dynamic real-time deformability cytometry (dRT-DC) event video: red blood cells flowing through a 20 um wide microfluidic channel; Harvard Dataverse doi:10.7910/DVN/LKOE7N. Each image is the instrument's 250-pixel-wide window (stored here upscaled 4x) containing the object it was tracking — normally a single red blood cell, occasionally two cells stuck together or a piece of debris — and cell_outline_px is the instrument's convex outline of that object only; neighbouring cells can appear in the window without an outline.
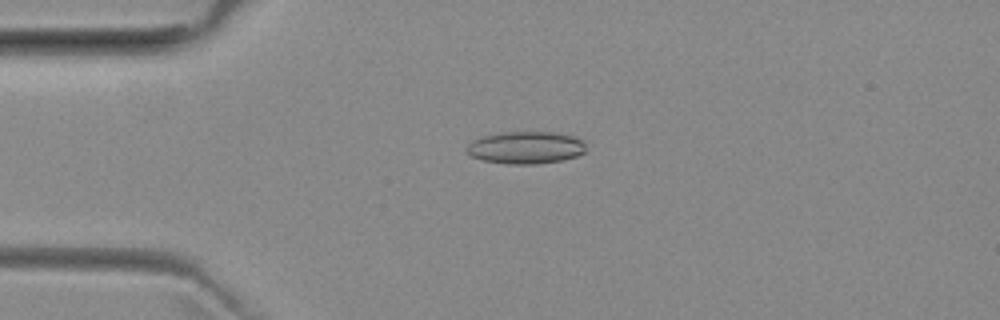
{"species": "common noctule bat (a hibernating species)", "species_latin": "Nyctalus noctula", "temperature_condition": "room temperature", "stored_images_in_passage": 49, "camera_frame_rate_fps": 3000, "um_per_image_px": 0.085, "animal": {"sex": "female", "body_mass_g": 29.2, "forearm_length_mm": 56.3}, "frame": {"image": 1, "passage_image": 10, "time_ms": 3.0, "image_size_px": [1000, 320], "cell_outline_px": [[584, 152], [576, 156], [560, 160], [536, 164], [508, 164], [484, 160], [472, 156], [464, 148], [472, 140], [484, 136], [504, 132], [552, 132], [572, 136], [584, 140]], "centroid_in_image_um": [44.67, 12.54], "position_along_channel_um": 40.3, "area_um2": 22.25}}
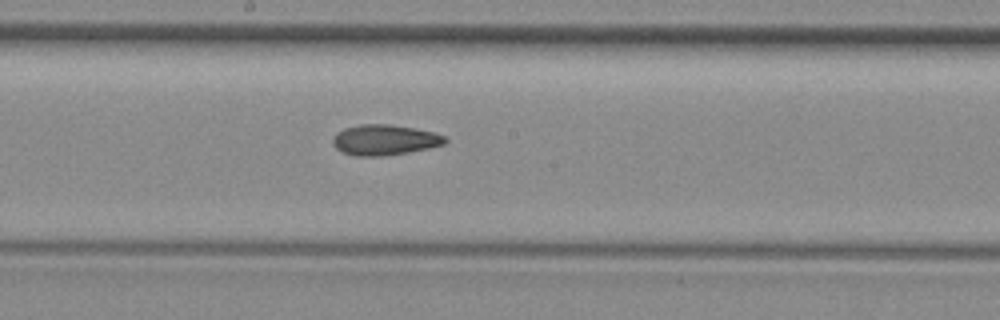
{"frame": {"image": 2, "passage_image": 25, "time_ms": 8.0, "image_size_px": [1000, 320], "cell_outline_px": [[448, 140], [444, 144], [428, 148], [408, 152], [384, 156], [356, 156], [344, 152], [336, 148], [332, 144], [332, 140], [336, 132], [344, 128], [360, 124], [388, 124], [416, 128], [436, 132], [444, 136]], "centroid_in_image_um": [32.69, 11.88], "position_along_channel_um": 215.5, "area_um2": 20.06}}
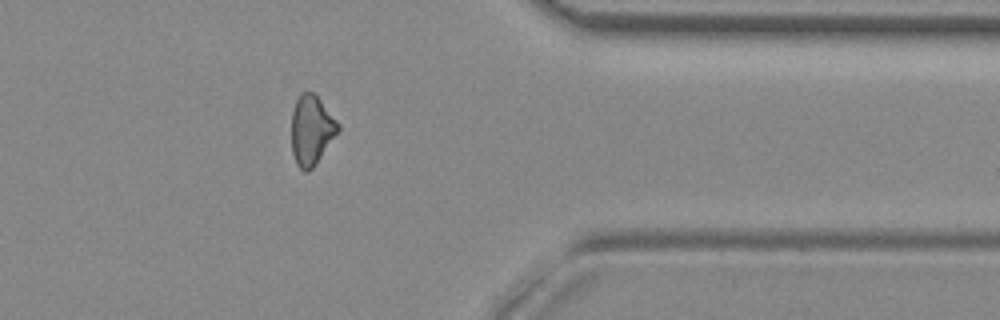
{"frame": {"image": 3, "passage_image": 39, "time_ms": 12.667, "image_size_px": [1000, 320], "cell_outline_px": [[340, 128], [316, 164], [308, 172], [304, 172], [296, 164], [292, 152], [292, 112], [296, 100], [300, 92], [312, 92], [320, 100], [340, 124]], "centroid_in_image_um": [26.46, 11.07], "position_along_channel_um": 384.9, "area_um2": 18.73}, "authors_computed_cell_mechanics": {"area_um2": 19.652, "velocity_mm_per_s": 3.996, "shape_relaxation_time_tau1_ms": null, "shape_relaxation_time_tau2_ms": 7.6765, "deformation_change_tau1": null, "deformation_change_tau2": 0.1784}}